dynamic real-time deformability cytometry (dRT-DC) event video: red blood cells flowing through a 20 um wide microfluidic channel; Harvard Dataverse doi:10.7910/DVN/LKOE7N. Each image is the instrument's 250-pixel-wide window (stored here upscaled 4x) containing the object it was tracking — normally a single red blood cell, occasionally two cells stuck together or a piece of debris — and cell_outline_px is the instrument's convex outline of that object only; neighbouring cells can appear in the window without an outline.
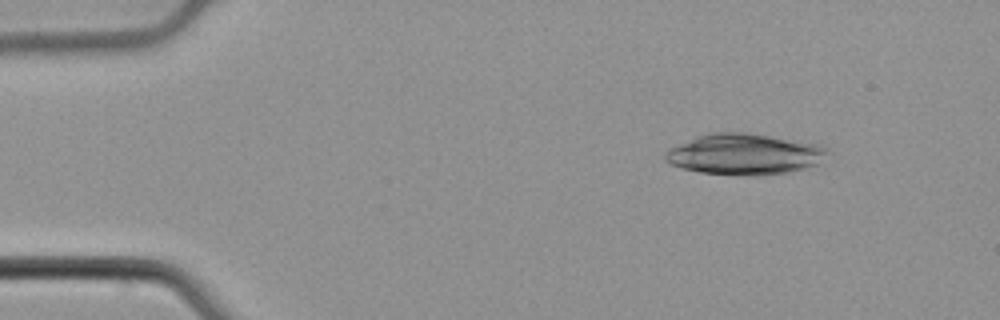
{"species": "common noctule bat (a hibernating species)", "species_latin": "Nyctalus noctula", "temperature_condition": "cold", "stored_images_in_passage": 4, "camera_frame_rate_fps": 3000, "um_per_image_px": 0.085, "animal": {"sex": "male", "body_mass_g": 21.5, "forearm_length_mm": 52.0}, "frame": {"image": 1, "passage_image": 2, "time_ms": 0.333, "image_size_px": [1000, 320], "cell_outline_px": [[828, 152], [816, 164], [804, 168], [788, 172], [700, 172], [680, 168], [664, 160], [664, 156], [668, 148], [708, 132], [748, 132], [820, 144], [828, 148]], "centroid_in_image_um": [63.24, 13.04], "position_along_channel_um": 21.8, "area_um2": 37.4}}